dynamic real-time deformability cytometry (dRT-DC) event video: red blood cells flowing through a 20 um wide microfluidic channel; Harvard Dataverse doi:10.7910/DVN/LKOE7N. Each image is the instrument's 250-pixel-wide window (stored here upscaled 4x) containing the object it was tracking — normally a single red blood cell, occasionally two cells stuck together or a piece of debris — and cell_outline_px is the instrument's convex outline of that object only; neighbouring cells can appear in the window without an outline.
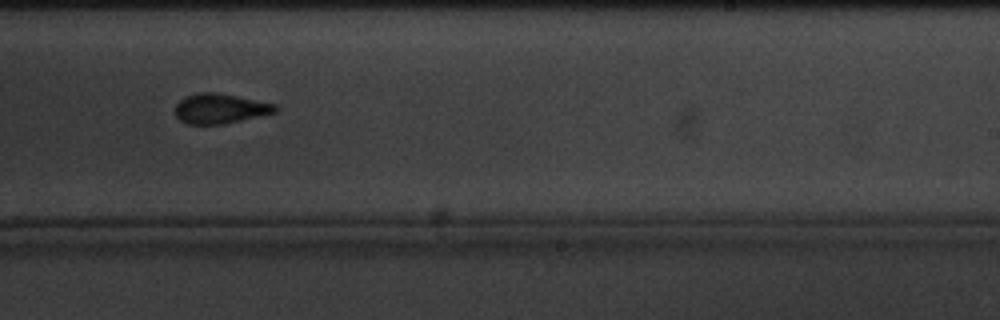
{"species": "common noctule bat (a hibernating species)", "species_latin": "Nyctalus noctula", "temperature_condition": "cold", "stored_images_in_passage": 11, "camera_frame_rate_fps": 3000, "um_per_image_px": 0.085, "animal": {"sex": "male", "body_mass_g": 20.1, "forearm_length_mm": 53.5}, "frame": {"image": 1, "passage_image": 10, "time_ms": 11.667, "image_size_px": [1000, 320], "cell_outline_px": [[280, 108], [276, 112], [224, 124], [188, 124], [180, 120], [176, 116], [176, 104], [184, 96], [200, 92], [216, 92], [276, 104]], "centroid_in_image_um": [18.71, 9.22], "position_along_channel_um": 270.3, "area_um2": 17.4}}